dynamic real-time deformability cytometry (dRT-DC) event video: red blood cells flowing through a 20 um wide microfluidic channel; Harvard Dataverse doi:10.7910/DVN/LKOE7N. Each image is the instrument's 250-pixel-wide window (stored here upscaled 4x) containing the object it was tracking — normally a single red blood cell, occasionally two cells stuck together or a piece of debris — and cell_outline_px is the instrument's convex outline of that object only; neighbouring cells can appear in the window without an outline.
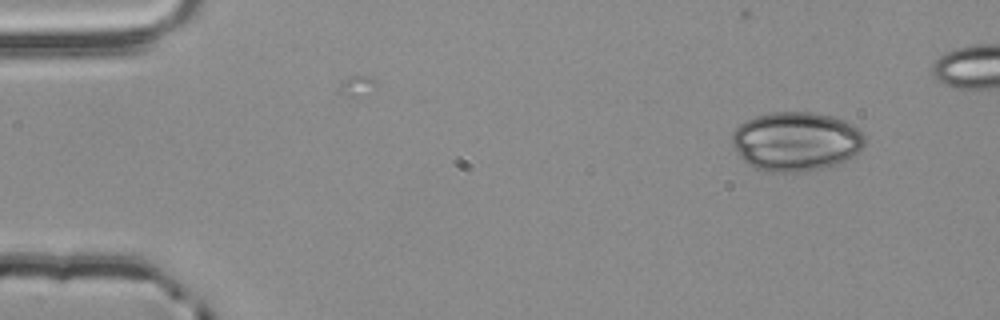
{"species": "common noctule bat (a hibernating species)", "species_latin": "Nyctalus noctula", "temperature_condition": "room temperature", "stored_images_in_passage": 4, "camera_frame_rate_fps": 3000, "um_per_image_px": 0.085, "animal": {"sex": "male", "body_mass_g": 20.4}, "frame": {"image": 1, "passage_image": 1, "time_ms": 0.0, "image_size_px": [1000, 320], "cell_outline_px": [[864, 144], [856, 156], [836, 164], [820, 168], [792, 172], [768, 172], [756, 168], [748, 164], [736, 152], [732, 144], [732, 132], [740, 124], [756, 116], [772, 112], [812, 112], [832, 116], [844, 120], [852, 124], [864, 136]], "centroid_in_image_um": [67.65, 12.01], "position_along_channel_um": 17.3, "area_um2": 45.66}}